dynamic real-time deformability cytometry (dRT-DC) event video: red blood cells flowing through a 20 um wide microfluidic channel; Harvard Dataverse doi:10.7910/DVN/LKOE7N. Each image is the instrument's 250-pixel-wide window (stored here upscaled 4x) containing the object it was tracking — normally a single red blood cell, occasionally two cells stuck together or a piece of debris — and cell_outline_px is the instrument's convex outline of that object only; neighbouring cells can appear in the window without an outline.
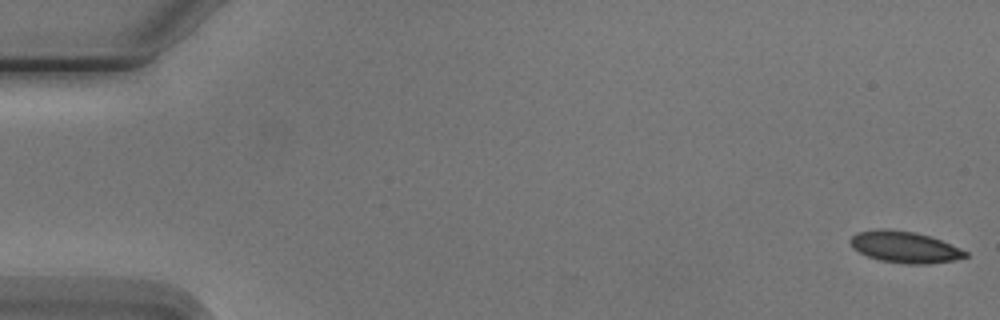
{"species": "Egyptian fruit bat (a non-hibernating species)", "species_latin": "Rousettus aegyptiacus", "temperature_condition": "cold", "stored_images_in_passage": 6, "camera_frame_rate_fps": 3000, "um_per_image_px": 0.085, "animal": {"sex": "male"}, "frame": {"image": 1, "passage_image": 1, "time_ms": 0.0, "image_size_px": [1000, 320], "cell_outline_px": [[968, 256], [952, 260], [928, 264], [904, 264], [880, 260], [868, 256], [852, 248], [848, 240], [856, 232], [880, 228], [888, 228], [912, 232], [928, 236], [940, 240], [968, 252]], "centroid_in_image_um": [76.84, 20.99], "position_along_channel_um": 8.2, "area_um2": 20.98}}